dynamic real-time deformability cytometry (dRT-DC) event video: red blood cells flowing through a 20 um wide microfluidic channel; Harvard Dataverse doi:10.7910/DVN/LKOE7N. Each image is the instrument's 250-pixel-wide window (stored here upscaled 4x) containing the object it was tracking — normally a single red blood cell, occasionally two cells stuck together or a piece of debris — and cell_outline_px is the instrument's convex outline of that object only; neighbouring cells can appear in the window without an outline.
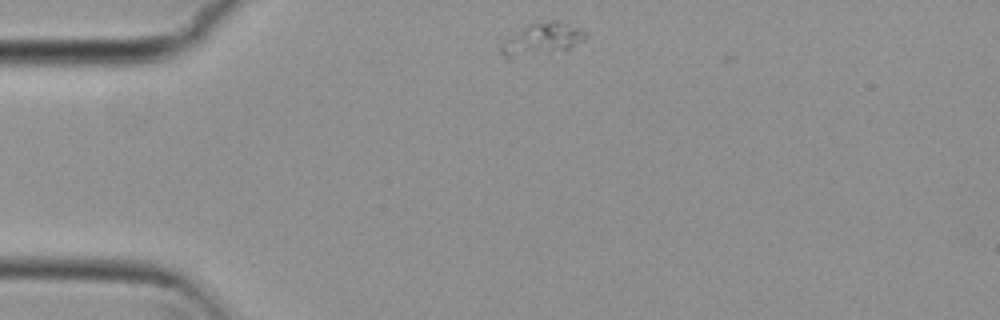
{"species": "common noctule bat (a hibernating species)", "species_latin": "Nyctalus noctula", "temperature_condition": "cold", "stored_images_in_passage": 2, "camera_frame_rate_fps": 3000, "um_per_image_px": 0.085, "animal": {"sex": "female", "body_mass_g": 29.2, "forearm_length_mm": 56.3}, "frame": {"image": 1, "passage_image": 1, "time_ms": 0.0, "image_size_px": [1000, 320], "cell_outline_px": [[588, 36], [584, 40], [568, 48], [512, 60], [508, 60], [500, 52], [500, 44], [504, 40], [528, 24], [552, 20], [556, 20], [580, 28]], "centroid_in_image_um": [46.0, 3.35], "position_along_channel_um": 39.0, "area_um2": 15.84}}